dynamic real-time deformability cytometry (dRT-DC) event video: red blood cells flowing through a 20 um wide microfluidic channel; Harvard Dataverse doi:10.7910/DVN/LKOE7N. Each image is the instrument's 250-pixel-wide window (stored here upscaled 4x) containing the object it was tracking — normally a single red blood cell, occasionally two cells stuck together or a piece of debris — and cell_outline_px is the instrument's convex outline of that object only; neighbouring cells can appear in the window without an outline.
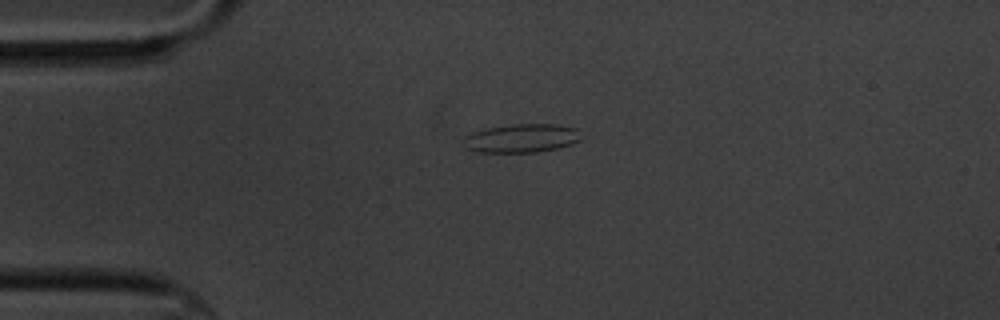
{"species": "common noctule bat (a hibernating species)", "species_latin": "Nyctalus noctula", "temperature_condition": "cold", "stored_images_in_passage": 3, "camera_frame_rate_fps": 3000, "um_per_image_px": 0.085, "animal": {"sex": "male", "body_mass_g": 20.1, "forearm_length_mm": 53.5}, "frame": {"image": 1, "passage_image": 1, "time_ms": 0.0, "image_size_px": [1000, 320], "cell_outline_px": [[580, 140], [572, 144], [560, 148], [536, 152], [480, 152], [464, 148], [460, 144], [464, 136], [472, 132], [488, 128], [512, 124], [560, 124], [580, 128]], "centroid_in_image_um": [44.34, 11.74], "position_along_channel_um": 40.7, "area_um2": 20.06}}
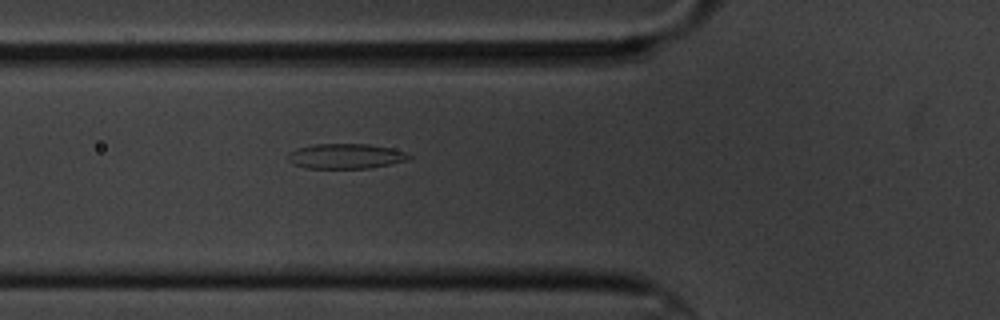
{"frame": {"image": 2, "passage_image": 3, "time_ms": 2.333, "image_size_px": [1000, 320], "cell_outline_px": [[412, 156], [408, 160], [368, 168], [304, 168], [292, 164], [288, 160], [288, 152], [296, 148], [316, 144], [368, 144], [392, 148], [404, 152]], "centroid_in_image_um": [29.34, 13.27], "position_along_channel_um": 96.5, "area_um2": 17.63}}